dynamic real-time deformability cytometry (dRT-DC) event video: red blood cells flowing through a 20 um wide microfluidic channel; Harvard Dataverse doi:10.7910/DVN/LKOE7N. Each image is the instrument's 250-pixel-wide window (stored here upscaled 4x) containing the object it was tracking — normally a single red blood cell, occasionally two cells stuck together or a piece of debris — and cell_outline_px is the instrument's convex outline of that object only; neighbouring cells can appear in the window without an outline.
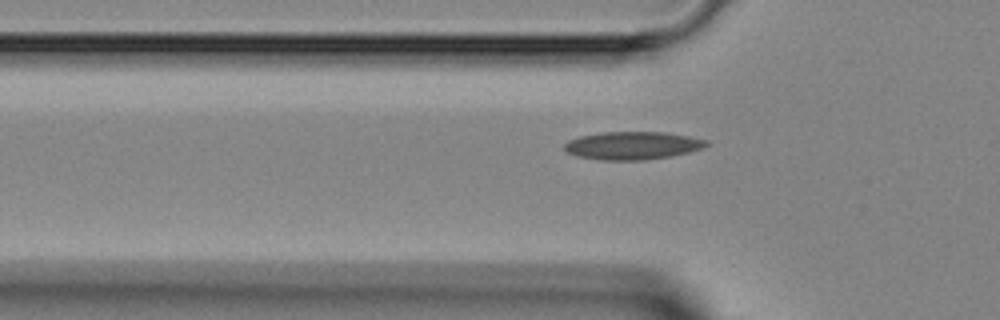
{"species": "Egyptian fruit bat (a non-hibernating species)", "species_latin": "Rousettus aegyptiacus", "temperature_condition": "room temperature", "stored_images_in_passage": 35, "camera_frame_rate_fps": 3000, "um_per_image_px": 0.085, "animal": {"sex": "female"}, "frame": {"image": 1, "passage_image": 6, "time_ms": 1.667, "image_size_px": [1000, 320], "cell_outline_px": [[708, 144], [704, 148], [688, 152], [668, 156], [644, 160], [604, 160], [576, 156], [568, 152], [564, 148], [564, 144], [568, 140], [580, 136], [604, 132], [664, 132], [688, 136], [708, 140]], "centroid_in_image_um": [53.76, 12.37], "position_along_channel_um": 72.0, "area_um2": 22.95}}
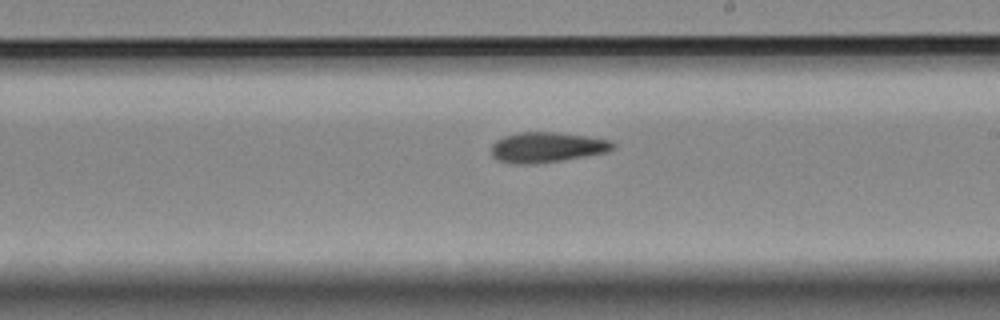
{"frame": {"image": 2, "passage_image": 18, "time_ms": 5.667, "image_size_px": [1000, 320], "cell_outline_px": [[616, 148], [608, 152], [560, 160], [532, 164], [512, 164], [496, 160], [492, 156], [492, 144], [496, 140], [504, 136], [520, 132], [556, 132], [612, 140], [616, 144]], "centroid_in_image_um": [46.49, 12.52], "position_along_channel_um": 242.5, "area_um2": 21.5}}
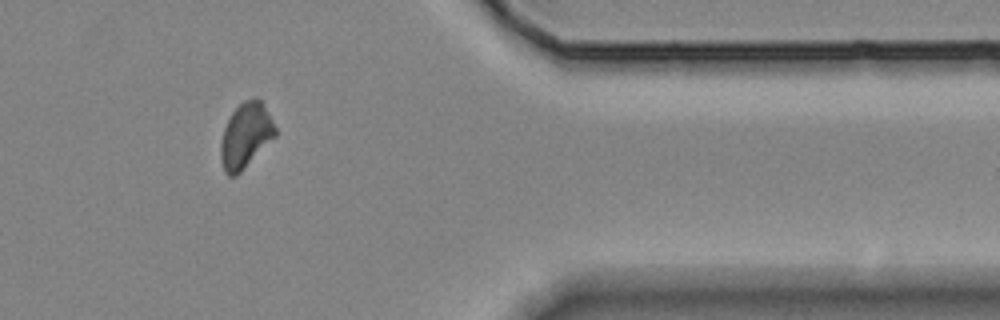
{"frame": {"image": 3, "passage_image": 30, "time_ms": 9.667, "image_size_px": [1000, 320], "cell_outline_px": [[276, 136], [236, 176], [228, 176], [224, 172], [220, 156], [220, 144], [224, 128], [232, 112], [244, 100], [256, 96], [260, 100], [272, 120], [276, 128]], "centroid_in_image_um": [20.87, 11.52], "position_along_channel_um": 390.5, "area_um2": 20.52}}